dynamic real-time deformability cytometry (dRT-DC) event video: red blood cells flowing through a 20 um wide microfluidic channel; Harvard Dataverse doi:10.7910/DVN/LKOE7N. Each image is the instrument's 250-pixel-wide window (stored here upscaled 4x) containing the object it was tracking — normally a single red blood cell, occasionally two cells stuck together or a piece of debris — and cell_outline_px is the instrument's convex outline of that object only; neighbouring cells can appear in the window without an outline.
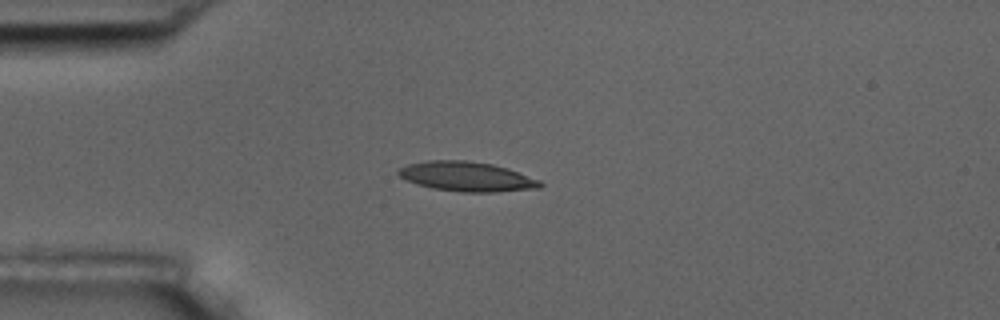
{"species": "common noctule bat (a hibernating species)", "species_latin": "Nyctalus noctula", "temperature_condition": "room temperature", "stored_images_in_passage": 10, "camera_frame_rate_fps": 3000, "um_per_image_px": 0.085, "animal": {"sex": "male", "body_mass_g": 17.5, "forearm_length_mm": 52.3}, "frame": {"image": 1, "passage_image": 4, "time_ms": 3.333, "image_size_px": [1000, 320], "cell_outline_px": [[544, 184], [540, 188], [496, 192], [460, 192], [432, 188], [408, 180], [400, 176], [396, 172], [400, 168], [408, 164], [428, 160], [464, 160], [492, 164], [508, 168], [540, 180]], "centroid_in_image_um": [39.71, 15.01], "position_along_channel_um": 45.3, "area_um2": 24.39}}
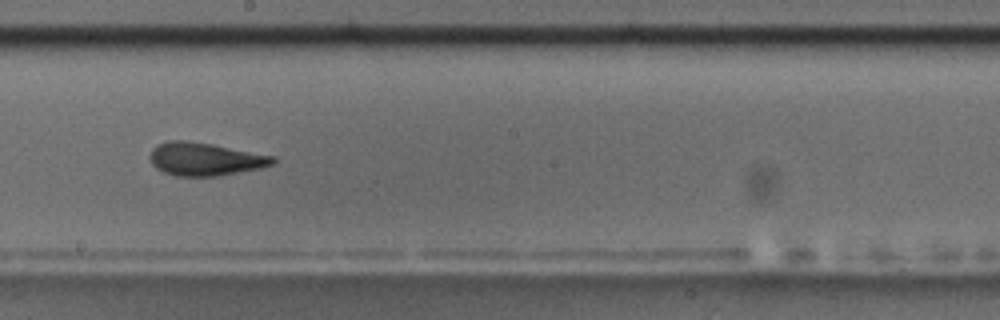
{"frame": {"image": 2, "passage_image": 9, "time_ms": 9.0, "image_size_px": [1000, 320], "cell_outline_px": [[276, 164], [264, 168], [220, 176], [176, 176], [164, 172], [156, 168], [152, 164], [148, 156], [152, 148], [156, 144], [168, 140], [184, 140], [212, 144], [276, 156]], "centroid_in_image_um": [17.46, 13.52], "position_along_channel_um": 230.7, "area_um2": 24.16}}
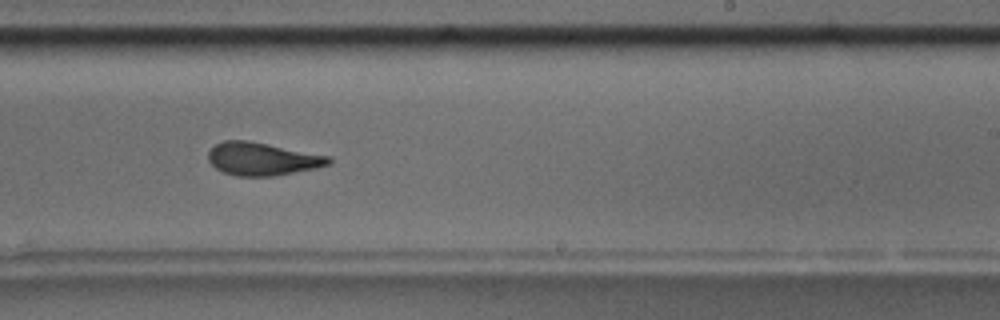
{"frame": {"image": 3, "passage_image": 10, "time_ms": 10.0, "image_size_px": [1000, 320], "cell_outline_px": [[332, 160], [328, 164], [316, 168], [272, 176], [236, 176], [224, 172], [216, 168], [208, 160], [208, 152], [216, 144], [224, 140], [248, 140], [332, 156]], "centroid_in_image_um": [22.3, 13.5], "position_along_channel_um": 266.7, "area_um2": 23.06}}